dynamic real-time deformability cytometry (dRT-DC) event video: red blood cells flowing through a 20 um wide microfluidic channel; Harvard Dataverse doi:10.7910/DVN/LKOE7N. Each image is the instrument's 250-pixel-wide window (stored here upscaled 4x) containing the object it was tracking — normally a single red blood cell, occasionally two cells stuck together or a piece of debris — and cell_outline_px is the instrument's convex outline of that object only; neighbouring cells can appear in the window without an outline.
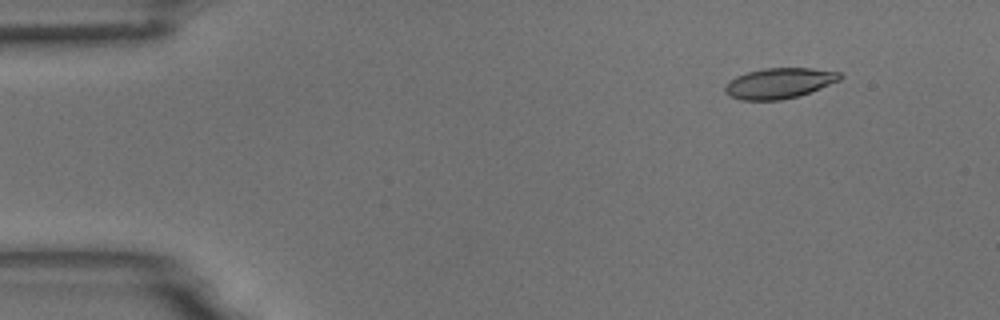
{"species": "common noctule bat (a hibernating species)", "species_latin": "Nyctalus noctula", "temperature_condition": "room temperature", "stored_images_in_passage": 5, "camera_frame_rate_fps": 3000, "um_per_image_px": 0.085, "animal": {"sex": "male", "body_mass_g": 18.8}, "frame": {"image": 1, "passage_image": 2, "time_ms": 0.333, "image_size_px": [1000, 320], "cell_outline_px": [[844, 76], [840, 80], [800, 96], [780, 100], [740, 100], [728, 96], [724, 92], [724, 88], [728, 80], [736, 76], [748, 72], [764, 68], [812, 68], [840, 72]], "centroid_in_image_um": [66.21, 7.08], "position_along_channel_um": 18.8, "area_um2": 20.63}}
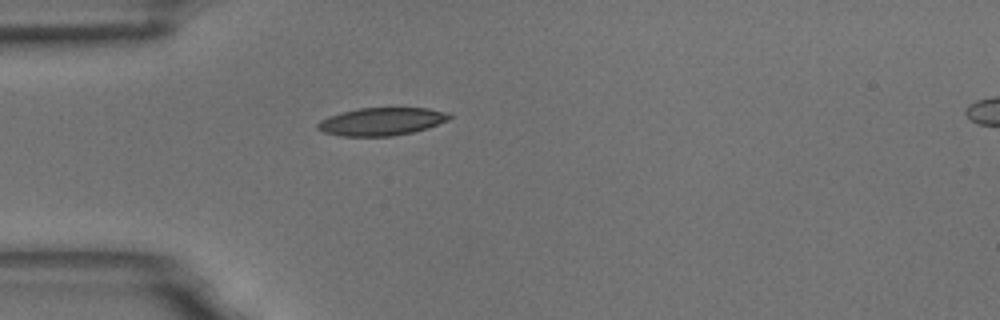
{"frame": {"image": 2, "passage_image": 5, "time_ms": 1.333, "image_size_px": [1000, 320], "cell_outline_px": [[452, 116], [448, 120], [428, 128], [412, 132], [392, 136], [340, 136], [324, 132], [316, 128], [316, 124], [320, 120], [328, 116], [340, 112], [360, 108], [428, 108], [448, 112]], "centroid_in_image_um": [32.42, 10.33], "position_along_channel_um": 52.6, "area_um2": 21.44}}